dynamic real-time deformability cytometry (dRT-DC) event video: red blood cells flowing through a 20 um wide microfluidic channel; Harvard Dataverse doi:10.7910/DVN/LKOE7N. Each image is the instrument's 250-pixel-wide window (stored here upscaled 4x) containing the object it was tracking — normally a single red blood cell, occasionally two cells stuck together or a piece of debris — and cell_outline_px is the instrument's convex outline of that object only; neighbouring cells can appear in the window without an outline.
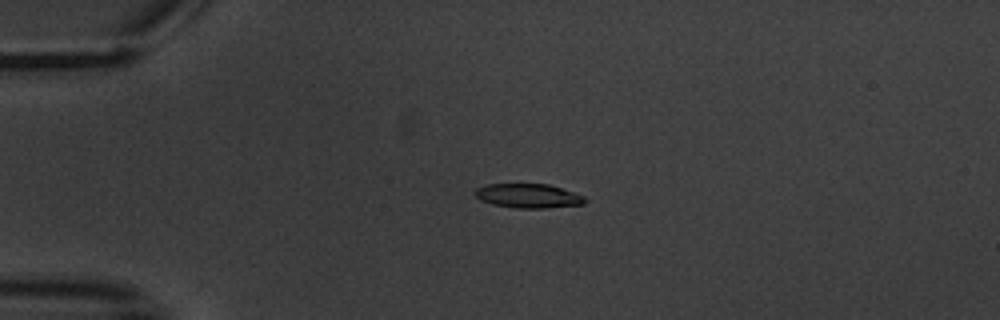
{"species": "common noctule bat (a hibernating species)", "species_latin": "Nyctalus noctula", "temperature_condition": "warm", "stored_images_in_passage": 5, "camera_frame_rate_fps": 3000, "um_per_image_px": 0.085, "animal": {"sex": "male", "body_mass_g": 20.1, "forearm_length_mm": 53.5}, "frame": {"image": 1, "passage_image": 4, "time_ms": 3.333, "image_size_px": [1000, 320], "cell_outline_px": [[588, 200], [584, 204], [544, 208], [516, 208], [492, 204], [480, 200], [472, 192], [476, 188], [488, 184], [548, 184], [584, 196]], "centroid_in_image_um": [44.88, 16.65], "position_along_channel_um": 40.1, "area_um2": 15.49}}